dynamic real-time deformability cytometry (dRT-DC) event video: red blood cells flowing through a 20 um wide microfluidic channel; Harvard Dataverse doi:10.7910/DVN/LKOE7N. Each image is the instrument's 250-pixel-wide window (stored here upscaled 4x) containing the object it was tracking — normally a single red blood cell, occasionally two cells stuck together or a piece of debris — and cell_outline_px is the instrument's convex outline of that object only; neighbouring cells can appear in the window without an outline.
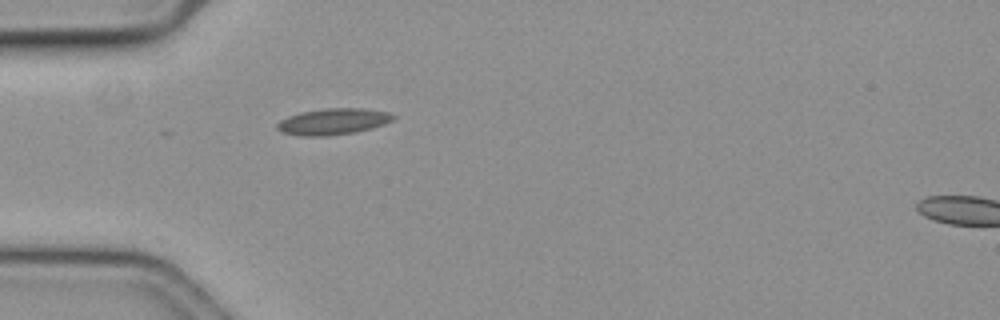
{"species": "common noctule bat (a hibernating species)", "species_latin": "Nyctalus noctula", "temperature_condition": "cold", "stored_images_in_passage": 26, "camera_frame_rate_fps": 3000, "um_per_image_px": 0.085, "animal": {"sex": "female", "body_mass_g": 19.3, "forearm_length_mm": 54.1}, "frame": {"image": 1, "passage_image": 1, "time_ms": 0.0, "image_size_px": [1000, 320], "cell_outline_px": [[396, 116], [392, 120], [384, 124], [372, 128], [356, 132], [328, 136], [300, 136], [280, 132], [276, 128], [276, 124], [280, 120], [288, 116], [300, 112], [324, 108], [364, 108], [388, 112]], "centroid_in_image_um": [28.28, 10.33], "position_along_channel_um": 56.7, "area_um2": 17.98}}
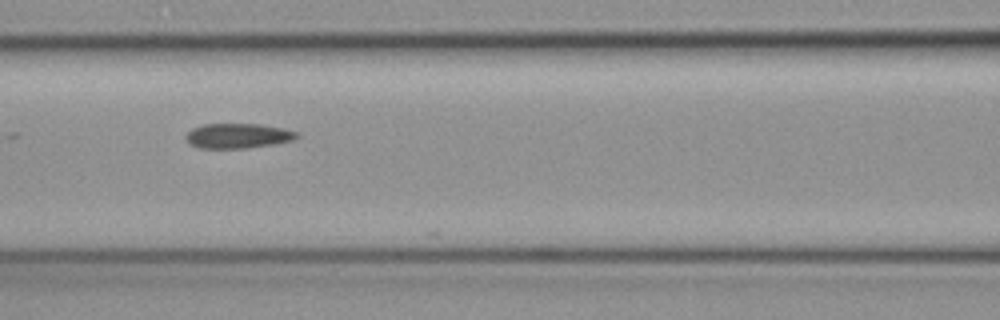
{"frame": {"image": 2, "passage_image": 9, "time_ms": 2.667, "image_size_px": [1000, 320], "cell_outline_px": [[300, 136], [292, 140], [272, 144], [244, 148], [200, 148], [192, 144], [184, 136], [192, 128], [204, 124], [260, 124], [284, 128], [296, 132]], "centroid_in_image_um": [20.22, 11.53], "position_along_channel_um": 146.4, "area_um2": 15.9}}
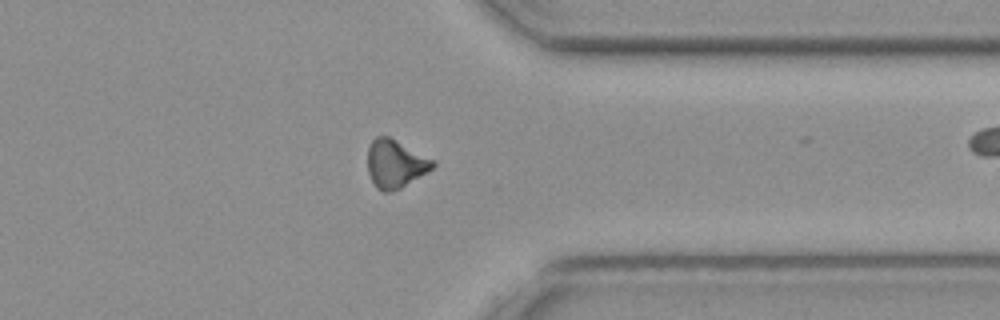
{"frame": {"image": 3, "passage_image": 24, "time_ms": 7.667, "image_size_px": [1000, 320], "cell_outline_px": [[436, 164], [428, 172], [400, 188], [392, 192], [380, 192], [376, 188], [368, 172], [368, 148], [372, 140], [376, 136], [388, 136], [436, 160]], "centroid_in_image_um": [33.61, 13.93], "position_along_channel_um": 377.8, "area_um2": 18.38}}